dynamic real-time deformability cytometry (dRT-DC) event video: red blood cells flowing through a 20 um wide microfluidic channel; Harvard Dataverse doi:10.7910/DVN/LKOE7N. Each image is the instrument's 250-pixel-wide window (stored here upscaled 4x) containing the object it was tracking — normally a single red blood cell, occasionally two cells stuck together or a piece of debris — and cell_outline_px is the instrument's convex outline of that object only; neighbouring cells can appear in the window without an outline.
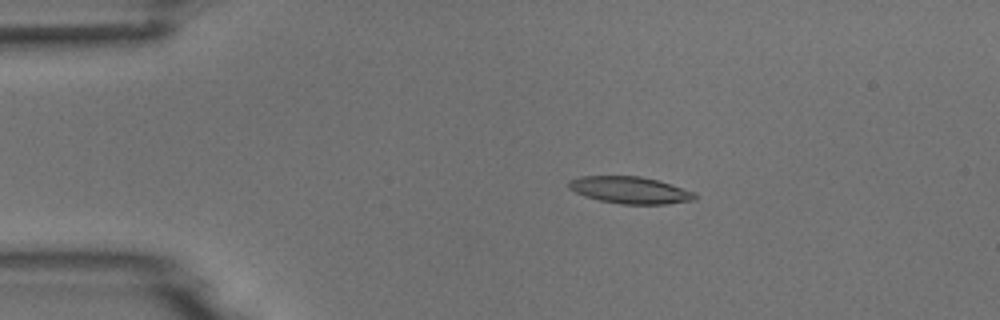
{"species": "common noctule bat (a hibernating species)", "species_latin": "Nyctalus noctula", "temperature_condition": "room temperature", "stored_images_in_passage": 8, "camera_frame_rate_fps": 3000, "um_per_image_px": 0.085, "animal": {"sex": "male", "body_mass_g": 18.8}, "frame": {"image": 1, "passage_image": 3, "time_ms": 3.333, "image_size_px": [1000, 320], "cell_outline_px": [[696, 200], [668, 204], [620, 204], [600, 200], [584, 196], [568, 188], [568, 180], [580, 176], [640, 176], [672, 184], [696, 192]], "centroid_in_image_um": [53.57, 16.16], "position_along_channel_um": 31.4, "area_um2": 19.94}}
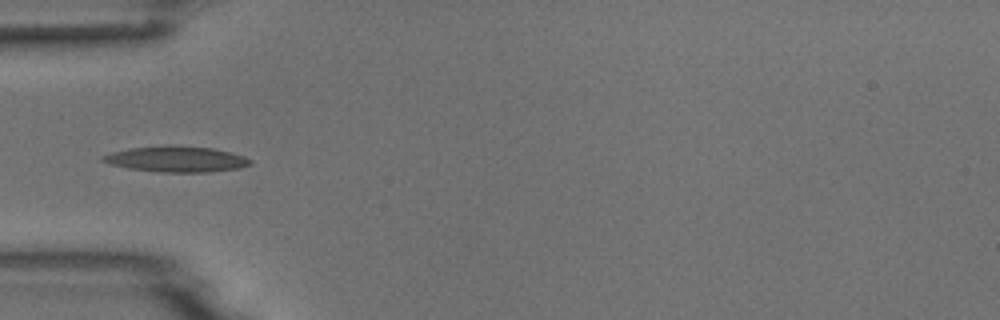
{"frame": {"image": 2, "passage_image": 5, "time_ms": 5.667, "image_size_px": [1000, 320], "cell_outline_px": [[252, 164], [240, 168], [208, 172], [160, 172], [128, 168], [108, 164], [100, 160], [100, 156], [112, 152], [128, 148], [164, 144], [172, 144], [212, 148], [244, 156], [252, 160]], "centroid_in_image_um": [14.94, 13.51], "position_along_channel_um": 70.1, "area_um2": 22.54}}